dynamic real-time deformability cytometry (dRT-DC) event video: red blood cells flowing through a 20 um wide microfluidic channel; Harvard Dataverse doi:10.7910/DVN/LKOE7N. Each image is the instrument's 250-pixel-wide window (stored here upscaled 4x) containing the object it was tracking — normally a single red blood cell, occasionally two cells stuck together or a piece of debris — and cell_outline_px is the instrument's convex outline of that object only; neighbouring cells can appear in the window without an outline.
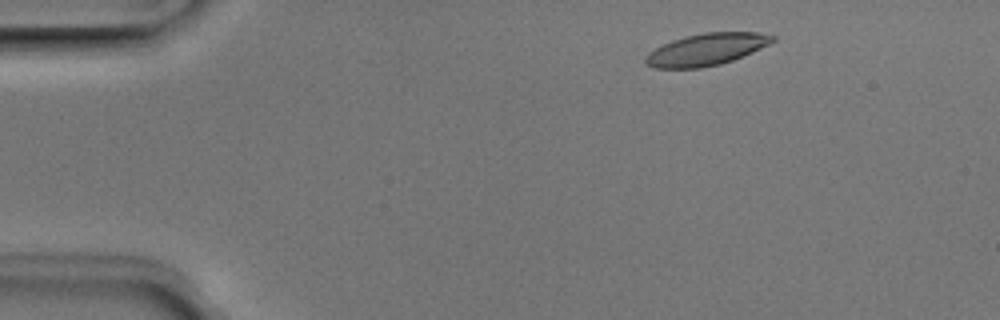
{"species": "Egyptian fruit bat (a non-hibernating species)", "species_latin": "Rousettus aegyptiacus", "temperature_condition": "room temperature", "stored_images_in_passage": 5, "camera_frame_rate_fps": 3000, "um_per_image_px": 0.085, "animal": {"sex": "male"}, "frame": {"image": 1, "passage_image": 2, "time_ms": 0.333, "image_size_px": [1000, 320], "cell_outline_px": [[776, 40], [768, 44], [732, 60], [720, 64], [700, 68], [652, 68], [644, 64], [644, 56], [648, 52], [672, 40], [704, 32], [756, 32], [776, 36]], "centroid_in_image_um": [59.99, 4.21], "position_along_channel_um": 25.0, "area_um2": 23.47}}